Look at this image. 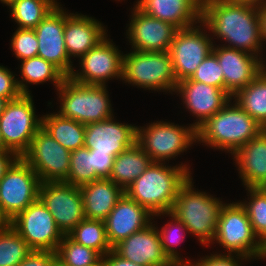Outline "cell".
Here are the masks:
<instances>
[{"instance_id":"cell-1","label":"cell","mask_w":266,"mask_h":266,"mask_svg":"<svg viewBox=\"0 0 266 266\" xmlns=\"http://www.w3.org/2000/svg\"><path fill=\"white\" fill-rule=\"evenodd\" d=\"M201 24L230 43L225 47L258 57L263 41L258 8L224 0H202Z\"/></svg>"},{"instance_id":"cell-38","label":"cell","mask_w":266,"mask_h":266,"mask_svg":"<svg viewBox=\"0 0 266 266\" xmlns=\"http://www.w3.org/2000/svg\"><path fill=\"white\" fill-rule=\"evenodd\" d=\"M190 79L224 90L223 70L212 52L201 62Z\"/></svg>"},{"instance_id":"cell-30","label":"cell","mask_w":266,"mask_h":266,"mask_svg":"<svg viewBox=\"0 0 266 266\" xmlns=\"http://www.w3.org/2000/svg\"><path fill=\"white\" fill-rule=\"evenodd\" d=\"M21 63L22 81L17 79V83L22 94H30L28 83L39 84L51 80L58 89L66 78L56 66L40 56L22 60Z\"/></svg>"},{"instance_id":"cell-24","label":"cell","mask_w":266,"mask_h":266,"mask_svg":"<svg viewBox=\"0 0 266 266\" xmlns=\"http://www.w3.org/2000/svg\"><path fill=\"white\" fill-rule=\"evenodd\" d=\"M101 22L86 15L66 13L64 40L69 58L82 57L107 35Z\"/></svg>"},{"instance_id":"cell-33","label":"cell","mask_w":266,"mask_h":266,"mask_svg":"<svg viewBox=\"0 0 266 266\" xmlns=\"http://www.w3.org/2000/svg\"><path fill=\"white\" fill-rule=\"evenodd\" d=\"M55 253L56 258L65 266H93L103 258L98 251L77 243L69 235L63 236Z\"/></svg>"},{"instance_id":"cell-11","label":"cell","mask_w":266,"mask_h":266,"mask_svg":"<svg viewBox=\"0 0 266 266\" xmlns=\"http://www.w3.org/2000/svg\"><path fill=\"white\" fill-rule=\"evenodd\" d=\"M70 156L71 151L41 127L22 158L36 172L41 182H65L70 170Z\"/></svg>"},{"instance_id":"cell-5","label":"cell","mask_w":266,"mask_h":266,"mask_svg":"<svg viewBox=\"0 0 266 266\" xmlns=\"http://www.w3.org/2000/svg\"><path fill=\"white\" fill-rule=\"evenodd\" d=\"M63 117L84 125L101 122L113 116L105 85H84L66 77L58 88Z\"/></svg>"},{"instance_id":"cell-18","label":"cell","mask_w":266,"mask_h":266,"mask_svg":"<svg viewBox=\"0 0 266 266\" xmlns=\"http://www.w3.org/2000/svg\"><path fill=\"white\" fill-rule=\"evenodd\" d=\"M132 19L127 35L133 50L141 52L169 51L178 28L171 23L151 17L136 6L132 11Z\"/></svg>"},{"instance_id":"cell-7","label":"cell","mask_w":266,"mask_h":266,"mask_svg":"<svg viewBox=\"0 0 266 266\" xmlns=\"http://www.w3.org/2000/svg\"><path fill=\"white\" fill-rule=\"evenodd\" d=\"M126 83L151 90L175 92L177 80L168 51H132L123 55V79Z\"/></svg>"},{"instance_id":"cell-22","label":"cell","mask_w":266,"mask_h":266,"mask_svg":"<svg viewBox=\"0 0 266 266\" xmlns=\"http://www.w3.org/2000/svg\"><path fill=\"white\" fill-rule=\"evenodd\" d=\"M151 216L153 214L145 207L124 193L104 220L106 236L111 247L148 226L153 218Z\"/></svg>"},{"instance_id":"cell-43","label":"cell","mask_w":266,"mask_h":266,"mask_svg":"<svg viewBox=\"0 0 266 266\" xmlns=\"http://www.w3.org/2000/svg\"><path fill=\"white\" fill-rule=\"evenodd\" d=\"M232 254H211L197 262L198 266H241Z\"/></svg>"},{"instance_id":"cell-27","label":"cell","mask_w":266,"mask_h":266,"mask_svg":"<svg viewBox=\"0 0 266 266\" xmlns=\"http://www.w3.org/2000/svg\"><path fill=\"white\" fill-rule=\"evenodd\" d=\"M152 162L144 150L135 143L114 157L109 179L125 190Z\"/></svg>"},{"instance_id":"cell-49","label":"cell","mask_w":266,"mask_h":266,"mask_svg":"<svg viewBox=\"0 0 266 266\" xmlns=\"http://www.w3.org/2000/svg\"><path fill=\"white\" fill-rule=\"evenodd\" d=\"M9 225L10 221L5 217L0 207V229L8 227Z\"/></svg>"},{"instance_id":"cell-42","label":"cell","mask_w":266,"mask_h":266,"mask_svg":"<svg viewBox=\"0 0 266 266\" xmlns=\"http://www.w3.org/2000/svg\"><path fill=\"white\" fill-rule=\"evenodd\" d=\"M56 259L55 252L32 250L17 266H51Z\"/></svg>"},{"instance_id":"cell-3","label":"cell","mask_w":266,"mask_h":266,"mask_svg":"<svg viewBox=\"0 0 266 266\" xmlns=\"http://www.w3.org/2000/svg\"><path fill=\"white\" fill-rule=\"evenodd\" d=\"M228 102L197 129V140L232 155L258 135L263 127L237 103Z\"/></svg>"},{"instance_id":"cell-34","label":"cell","mask_w":266,"mask_h":266,"mask_svg":"<svg viewBox=\"0 0 266 266\" xmlns=\"http://www.w3.org/2000/svg\"><path fill=\"white\" fill-rule=\"evenodd\" d=\"M31 251L11 225L0 229V266H17Z\"/></svg>"},{"instance_id":"cell-36","label":"cell","mask_w":266,"mask_h":266,"mask_svg":"<svg viewBox=\"0 0 266 266\" xmlns=\"http://www.w3.org/2000/svg\"><path fill=\"white\" fill-rule=\"evenodd\" d=\"M249 202H240L245 208L253 231L266 246V192L260 187H247Z\"/></svg>"},{"instance_id":"cell-48","label":"cell","mask_w":266,"mask_h":266,"mask_svg":"<svg viewBox=\"0 0 266 266\" xmlns=\"http://www.w3.org/2000/svg\"><path fill=\"white\" fill-rule=\"evenodd\" d=\"M165 266H198V264H197V262L192 264L189 260H187V261L175 260V261H170Z\"/></svg>"},{"instance_id":"cell-39","label":"cell","mask_w":266,"mask_h":266,"mask_svg":"<svg viewBox=\"0 0 266 266\" xmlns=\"http://www.w3.org/2000/svg\"><path fill=\"white\" fill-rule=\"evenodd\" d=\"M11 48L21 61L37 56L38 39L34 29L17 28L11 40Z\"/></svg>"},{"instance_id":"cell-44","label":"cell","mask_w":266,"mask_h":266,"mask_svg":"<svg viewBox=\"0 0 266 266\" xmlns=\"http://www.w3.org/2000/svg\"><path fill=\"white\" fill-rule=\"evenodd\" d=\"M102 262L104 266H141L120 257L113 250L109 251L105 256H103Z\"/></svg>"},{"instance_id":"cell-54","label":"cell","mask_w":266,"mask_h":266,"mask_svg":"<svg viewBox=\"0 0 266 266\" xmlns=\"http://www.w3.org/2000/svg\"><path fill=\"white\" fill-rule=\"evenodd\" d=\"M260 188L266 192V181L260 186Z\"/></svg>"},{"instance_id":"cell-21","label":"cell","mask_w":266,"mask_h":266,"mask_svg":"<svg viewBox=\"0 0 266 266\" xmlns=\"http://www.w3.org/2000/svg\"><path fill=\"white\" fill-rule=\"evenodd\" d=\"M112 250L120 257L141 266H165L170 262L163 252L157 228L152 222L121 240Z\"/></svg>"},{"instance_id":"cell-37","label":"cell","mask_w":266,"mask_h":266,"mask_svg":"<svg viewBox=\"0 0 266 266\" xmlns=\"http://www.w3.org/2000/svg\"><path fill=\"white\" fill-rule=\"evenodd\" d=\"M163 214L164 215L167 214V215L171 216L173 218L172 220L174 221V224H173V222L166 224L163 228H161V231L159 229H157L159 237H160L163 252L168 257V259L170 261L182 260V258L179 257L178 252L174 248V245H177L181 241L184 240V235L182 233L180 234V232H182L183 230L188 232V229L185 227V225L182 222H180L170 212L158 213V214H155L153 216L157 217L158 215L161 216ZM174 226H175V228H174ZM176 231H179V232H176Z\"/></svg>"},{"instance_id":"cell-12","label":"cell","mask_w":266,"mask_h":266,"mask_svg":"<svg viewBox=\"0 0 266 266\" xmlns=\"http://www.w3.org/2000/svg\"><path fill=\"white\" fill-rule=\"evenodd\" d=\"M10 225L32 250L55 252L64 236L39 198L11 220Z\"/></svg>"},{"instance_id":"cell-8","label":"cell","mask_w":266,"mask_h":266,"mask_svg":"<svg viewBox=\"0 0 266 266\" xmlns=\"http://www.w3.org/2000/svg\"><path fill=\"white\" fill-rule=\"evenodd\" d=\"M30 94H22L7 103L0 115V134L4 146L22 157L30 148L32 138L42 127V117L37 118Z\"/></svg>"},{"instance_id":"cell-31","label":"cell","mask_w":266,"mask_h":266,"mask_svg":"<svg viewBox=\"0 0 266 266\" xmlns=\"http://www.w3.org/2000/svg\"><path fill=\"white\" fill-rule=\"evenodd\" d=\"M56 5L55 0H14L8 6L19 29H34Z\"/></svg>"},{"instance_id":"cell-40","label":"cell","mask_w":266,"mask_h":266,"mask_svg":"<svg viewBox=\"0 0 266 266\" xmlns=\"http://www.w3.org/2000/svg\"><path fill=\"white\" fill-rule=\"evenodd\" d=\"M22 95L15 75L4 66H0V97L9 101L18 99Z\"/></svg>"},{"instance_id":"cell-29","label":"cell","mask_w":266,"mask_h":266,"mask_svg":"<svg viewBox=\"0 0 266 266\" xmlns=\"http://www.w3.org/2000/svg\"><path fill=\"white\" fill-rule=\"evenodd\" d=\"M236 103L260 125H266V66L247 86L234 96Z\"/></svg>"},{"instance_id":"cell-20","label":"cell","mask_w":266,"mask_h":266,"mask_svg":"<svg viewBox=\"0 0 266 266\" xmlns=\"http://www.w3.org/2000/svg\"><path fill=\"white\" fill-rule=\"evenodd\" d=\"M113 118L85 125V148L117 156L136 143L137 126L115 122Z\"/></svg>"},{"instance_id":"cell-56","label":"cell","mask_w":266,"mask_h":266,"mask_svg":"<svg viewBox=\"0 0 266 266\" xmlns=\"http://www.w3.org/2000/svg\"><path fill=\"white\" fill-rule=\"evenodd\" d=\"M263 130L266 132V125H265V126H263Z\"/></svg>"},{"instance_id":"cell-45","label":"cell","mask_w":266,"mask_h":266,"mask_svg":"<svg viewBox=\"0 0 266 266\" xmlns=\"http://www.w3.org/2000/svg\"><path fill=\"white\" fill-rule=\"evenodd\" d=\"M17 158L18 156L10 150L0 151V179Z\"/></svg>"},{"instance_id":"cell-14","label":"cell","mask_w":266,"mask_h":266,"mask_svg":"<svg viewBox=\"0 0 266 266\" xmlns=\"http://www.w3.org/2000/svg\"><path fill=\"white\" fill-rule=\"evenodd\" d=\"M199 27L193 25L178 29L170 45L168 52L178 82L191 78L201 62L212 52L214 44L211 37Z\"/></svg>"},{"instance_id":"cell-51","label":"cell","mask_w":266,"mask_h":266,"mask_svg":"<svg viewBox=\"0 0 266 266\" xmlns=\"http://www.w3.org/2000/svg\"><path fill=\"white\" fill-rule=\"evenodd\" d=\"M6 150H8V149L4 146V143L2 141V137L0 134V151H6Z\"/></svg>"},{"instance_id":"cell-50","label":"cell","mask_w":266,"mask_h":266,"mask_svg":"<svg viewBox=\"0 0 266 266\" xmlns=\"http://www.w3.org/2000/svg\"><path fill=\"white\" fill-rule=\"evenodd\" d=\"M8 102L9 100L7 98L0 97V115L4 112Z\"/></svg>"},{"instance_id":"cell-46","label":"cell","mask_w":266,"mask_h":266,"mask_svg":"<svg viewBox=\"0 0 266 266\" xmlns=\"http://www.w3.org/2000/svg\"><path fill=\"white\" fill-rule=\"evenodd\" d=\"M258 15L260 20L261 38L266 40V4L258 9Z\"/></svg>"},{"instance_id":"cell-9","label":"cell","mask_w":266,"mask_h":266,"mask_svg":"<svg viewBox=\"0 0 266 266\" xmlns=\"http://www.w3.org/2000/svg\"><path fill=\"white\" fill-rule=\"evenodd\" d=\"M140 128L136 127V144L153 162L170 160L186 151L193 142H198L197 129L191 124L189 127H182L170 122L157 121L146 128Z\"/></svg>"},{"instance_id":"cell-55","label":"cell","mask_w":266,"mask_h":266,"mask_svg":"<svg viewBox=\"0 0 266 266\" xmlns=\"http://www.w3.org/2000/svg\"><path fill=\"white\" fill-rule=\"evenodd\" d=\"M93 266H104V265H103V262L101 261L99 264L93 265Z\"/></svg>"},{"instance_id":"cell-4","label":"cell","mask_w":266,"mask_h":266,"mask_svg":"<svg viewBox=\"0 0 266 266\" xmlns=\"http://www.w3.org/2000/svg\"><path fill=\"white\" fill-rule=\"evenodd\" d=\"M224 205L212 195L194 191L192 178L189 177L179 188L170 213L185 225L188 233L197 236L201 244L207 245L214 241Z\"/></svg>"},{"instance_id":"cell-52","label":"cell","mask_w":266,"mask_h":266,"mask_svg":"<svg viewBox=\"0 0 266 266\" xmlns=\"http://www.w3.org/2000/svg\"><path fill=\"white\" fill-rule=\"evenodd\" d=\"M51 266H65L63 263H61L58 259H56Z\"/></svg>"},{"instance_id":"cell-23","label":"cell","mask_w":266,"mask_h":266,"mask_svg":"<svg viewBox=\"0 0 266 266\" xmlns=\"http://www.w3.org/2000/svg\"><path fill=\"white\" fill-rule=\"evenodd\" d=\"M135 6L178 29L201 23L202 0H138Z\"/></svg>"},{"instance_id":"cell-17","label":"cell","mask_w":266,"mask_h":266,"mask_svg":"<svg viewBox=\"0 0 266 266\" xmlns=\"http://www.w3.org/2000/svg\"><path fill=\"white\" fill-rule=\"evenodd\" d=\"M212 53L217 57L223 70L224 90L231 97L251 83L266 66L260 56L258 59L256 55L224 45L221 47L213 45Z\"/></svg>"},{"instance_id":"cell-15","label":"cell","mask_w":266,"mask_h":266,"mask_svg":"<svg viewBox=\"0 0 266 266\" xmlns=\"http://www.w3.org/2000/svg\"><path fill=\"white\" fill-rule=\"evenodd\" d=\"M107 36L80 58L82 69L69 76L84 85H105L110 78L123 79V54Z\"/></svg>"},{"instance_id":"cell-25","label":"cell","mask_w":266,"mask_h":266,"mask_svg":"<svg viewBox=\"0 0 266 266\" xmlns=\"http://www.w3.org/2000/svg\"><path fill=\"white\" fill-rule=\"evenodd\" d=\"M85 218L104 221L125 190L109 178H100L79 187Z\"/></svg>"},{"instance_id":"cell-16","label":"cell","mask_w":266,"mask_h":266,"mask_svg":"<svg viewBox=\"0 0 266 266\" xmlns=\"http://www.w3.org/2000/svg\"><path fill=\"white\" fill-rule=\"evenodd\" d=\"M65 12L57 4L34 28L38 39V54L56 66L66 77L73 72L64 40Z\"/></svg>"},{"instance_id":"cell-53","label":"cell","mask_w":266,"mask_h":266,"mask_svg":"<svg viewBox=\"0 0 266 266\" xmlns=\"http://www.w3.org/2000/svg\"><path fill=\"white\" fill-rule=\"evenodd\" d=\"M0 1L8 6L14 0H0Z\"/></svg>"},{"instance_id":"cell-47","label":"cell","mask_w":266,"mask_h":266,"mask_svg":"<svg viewBox=\"0 0 266 266\" xmlns=\"http://www.w3.org/2000/svg\"><path fill=\"white\" fill-rule=\"evenodd\" d=\"M224 1L233 3V4L251 6L254 8H258V9L266 4L265 0H224Z\"/></svg>"},{"instance_id":"cell-10","label":"cell","mask_w":266,"mask_h":266,"mask_svg":"<svg viewBox=\"0 0 266 266\" xmlns=\"http://www.w3.org/2000/svg\"><path fill=\"white\" fill-rule=\"evenodd\" d=\"M40 179L22 158L18 157L0 179V207L11 221L39 197Z\"/></svg>"},{"instance_id":"cell-26","label":"cell","mask_w":266,"mask_h":266,"mask_svg":"<svg viewBox=\"0 0 266 266\" xmlns=\"http://www.w3.org/2000/svg\"><path fill=\"white\" fill-rule=\"evenodd\" d=\"M233 155L246 187H260L266 181V132L264 130Z\"/></svg>"},{"instance_id":"cell-32","label":"cell","mask_w":266,"mask_h":266,"mask_svg":"<svg viewBox=\"0 0 266 266\" xmlns=\"http://www.w3.org/2000/svg\"><path fill=\"white\" fill-rule=\"evenodd\" d=\"M68 235L77 243L98 251L102 256L112 250L102 220L84 218Z\"/></svg>"},{"instance_id":"cell-6","label":"cell","mask_w":266,"mask_h":266,"mask_svg":"<svg viewBox=\"0 0 266 266\" xmlns=\"http://www.w3.org/2000/svg\"><path fill=\"white\" fill-rule=\"evenodd\" d=\"M256 239L258 237L241 203H225L220 212L214 241L223 246L228 254H236L238 259H264L265 245Z\"/></svg>"},{"instance_id":"cell-13","label":"cell","mask_w":266,"mask_h":266,"mask_svg":"<svg viewBox=\"0 0 266 266\" xmlns=\"http://www.w3.org/2000/svg\"><path fill=\"white\" fill-rule=\"evenodd\" d=\"M38 198L63 235H68L85 218L83 197L77 186L66 182H41Z\"/></svg>"},{"instance_id":"cell-28","label":"cell","mask_w":266,"mask_h":266,"mask_svg":"<svg viewBox=\"0 0 266 266\" xmlns=\"http://www.w3.org/2000/svg\"><path fill=\"white\" fill-rule=\"evenodd\" d=\"M42 128L69 151L84 147L85 125L59 113L42 117Z\"/></svg>"},{"instance_id":"cell-41","label":"cell","mask_w":266,"mask_h":266,"mask_svg":"<svg viewBox=\"0 0 266 266\" xmlns=\"http://www.w3.org/2000/svg\"><path fill=\"white\" fill-rule=\"evenodd\" d=\"M114 157L115 156L107 153L92 152V167L100 178H109Z\"/></svg>"},{"instance_id":"cell-35","label":"cell","mask_w":266,"mask_h":266,"mask_svg":"<svg viewBox=\"0 0 266 266\" xmlns=\"http://www.w3.org/2000/svg\"><path fill=\"white\" fill-rule=\"evenodd\" d=\"M97 179L100 177L92 167V151L85 147L71 151L70 170L65 182L81 187Z\"/></svg>"},{"instance_id":"cell-19","label":"cell","mask_w":266,"mask_h":266,"mask_svg":"<svg viewBox=\"0 0 266 266\" xmlns=\"http://www.w3.org/2000/svg\"><path fill=\"white\" fill-rule=\"evenodd\" d=\"M177 92L182 95L185 107L199 119L192 124L196 129L234 99L223 89L190 78L177 82Z\"/></svg>"},{"instance_id":"cell-2","label":"cell","mask_w":266,"mask_h":266,"mask_svg":"<svg viewBox=\"0 0 266 266\" xmlns=\"http://www.w3.org/2000/svg\"><path fill=\"white\" fill-rule=\"evenodd\" d=\"M190 174L187 164L171 167L165 166L163 162H152L125 189V193L153 215L167 213L172 209L179 188Z\"/></svg>"}]
</instances>
